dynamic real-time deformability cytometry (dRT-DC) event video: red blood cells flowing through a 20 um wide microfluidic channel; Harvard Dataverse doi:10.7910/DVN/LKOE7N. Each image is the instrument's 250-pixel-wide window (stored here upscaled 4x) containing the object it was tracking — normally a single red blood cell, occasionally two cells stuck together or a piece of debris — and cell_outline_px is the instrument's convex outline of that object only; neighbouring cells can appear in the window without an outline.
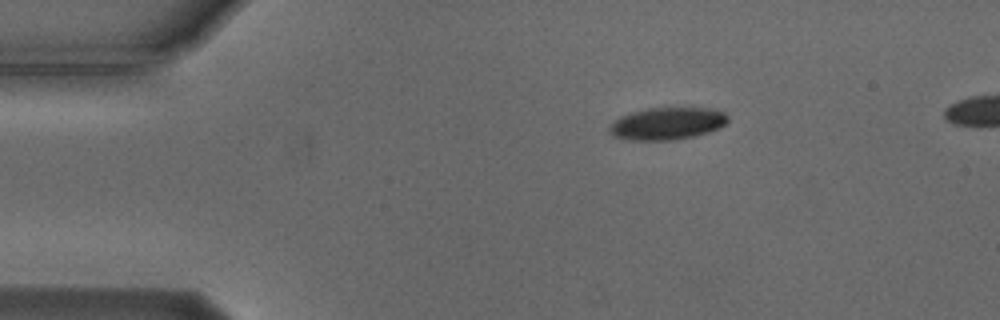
{"species": "Egyptian fruit bat (a non-hibernating species)", "species_latin": "Rousettus aegyptiacus", "temperature_condition": "cold", "stored_images_in_passage": 6, "camera_frame_rate_fps": 3000, "um_per_image_px": 0.085, "animal": {"sex": "male"}, "frame": {"image": 1, "passage_image": 1, "time_ms": 0.0, "image_size_px": [1000, 320], "cell_outline_px": [[728, 120], [724, 124], [708, 132], [696, 136], [672, 140], [624, 140], [612, 136], [608, 132], [608, 128], [620, 116], [632, 112], [648, 108], [708, 108], [724, 112], [728, 116]], "centroid_in_image_um": [56.67, 10.51], "position_along_channel_um": 28.3, "area_um2": 22.25}}